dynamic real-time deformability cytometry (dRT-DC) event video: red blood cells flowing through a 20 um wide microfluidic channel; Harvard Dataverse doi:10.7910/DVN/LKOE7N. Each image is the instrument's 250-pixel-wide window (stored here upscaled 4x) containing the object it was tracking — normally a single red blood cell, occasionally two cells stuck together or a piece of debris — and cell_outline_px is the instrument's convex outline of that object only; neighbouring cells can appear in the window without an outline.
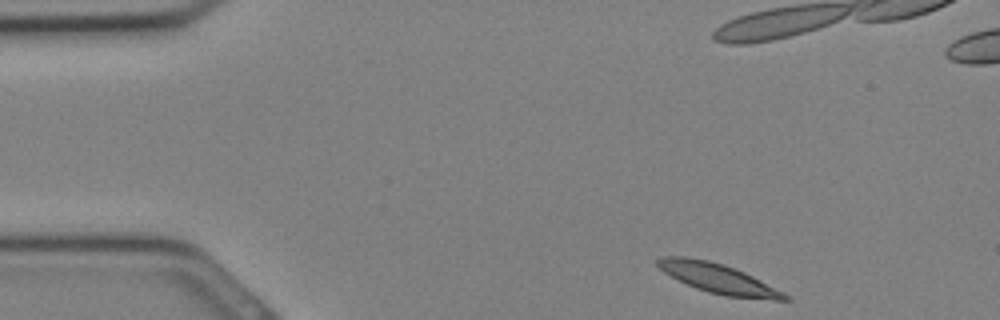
{"species": "Egyptian fruit bat (a non-hibernating species)", "species_latin": "Rousettus aegyptiacus", "temperature_condition": "cold", "stored_images_in_passage": 30, "camera_frame_rate_fps": 3000, "um_per_image_px": 0.085, "animal": {"sex": "female"}, "frame": {"image": 1, "passage_image": 1, "time_ms": 0.0, "image_size_px": [1000, 320], "cell_outline_px": [[792, 300], [776, 300], [724, 296], [708, 292], [696, 288], [664, 272], [656, 264], [656, 260], [664, 256], [684, 256], [708, 260], [724, 264], [736, 268], [792, 296]], "centroid_in_image_um": [61.1, 23.67], "position_along_channel_um": 23.9, "area_um2": 21.91}}